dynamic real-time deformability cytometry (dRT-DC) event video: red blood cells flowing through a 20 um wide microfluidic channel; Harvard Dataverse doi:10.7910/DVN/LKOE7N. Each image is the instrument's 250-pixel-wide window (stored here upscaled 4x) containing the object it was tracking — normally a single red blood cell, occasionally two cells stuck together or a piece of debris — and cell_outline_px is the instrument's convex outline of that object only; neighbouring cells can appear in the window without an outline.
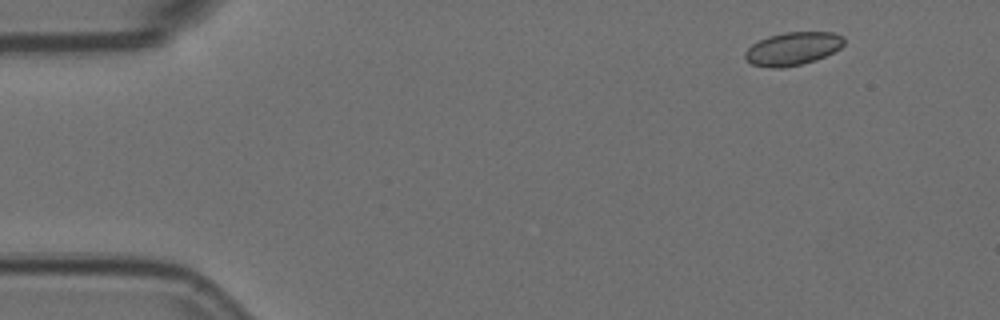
{"species": "Egyptian fruit bat (a non-hibernating species)", "species_latin": "Rousettus aegyptiacus", "temperature_condition": "room temperature", "stored_images_in_passage": 4, "camera_frame_rate_fps": 3000, "um_per_image_px": 0.085, "animal": {"sex": "female"}, "frame": {"image": 1, "passage_image": 1, "time_ms": 0.0, "image_size_px": [1000, 320], "cell_outline_px": [[844, 44], [840, 48], [816, 60], [784, 68], [768, 68], [752, 64], [744, 56], [744, 52], [752, 44], [768, 36], [784, 32], [832, 32], [844, 36]], "centroid_in_image_um": [67.38, 4.13], "position_along_channel_um": 17.6, "area_um2": 19.07}}
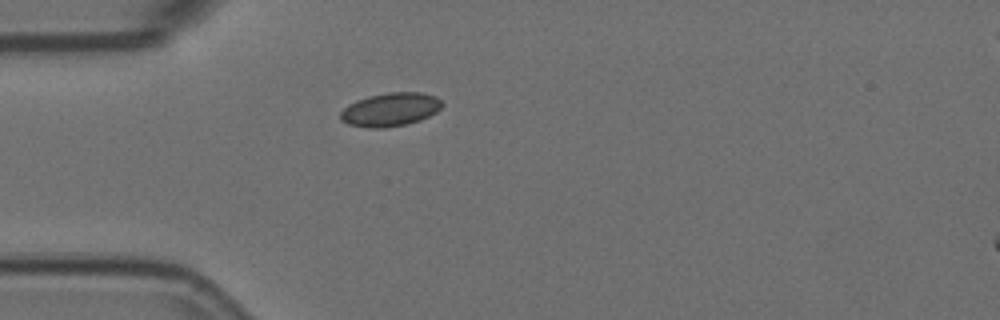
{"frame": {"image": 2, "passage_image": 4, "time_ms": 1.0, "image_size_px": [1000, 320], "cell_outline_px": [[444, 104], [436, 112], [420, 120], [404, 124], [384, 128], [368, 128], [348, 124], [340, 120], [340, 112], [348, 104], [356, 100], [368, 96], [388, 92], [420, 92], [436, 96]], "centroid_in_image_um": [33.16, 9.3], "position_along_channel_um": 51.8, "area_um2": 19.88}}